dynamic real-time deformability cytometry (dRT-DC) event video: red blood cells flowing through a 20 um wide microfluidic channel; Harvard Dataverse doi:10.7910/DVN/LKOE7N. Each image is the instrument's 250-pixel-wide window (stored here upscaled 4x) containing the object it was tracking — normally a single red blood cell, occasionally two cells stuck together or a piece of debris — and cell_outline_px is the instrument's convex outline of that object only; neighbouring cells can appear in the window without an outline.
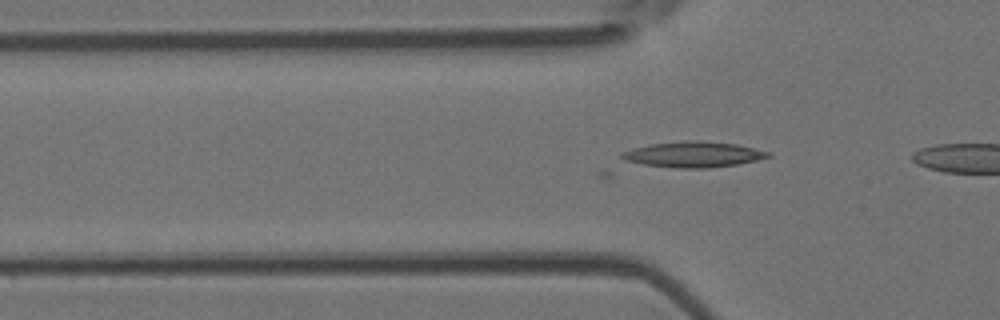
{"species": "Egyptian fruit bat (a non-hibernating species)", "species_latin": "Rousettus aegyptiacus", "temperature_condition": "room temperature", "stored_images_in_passage": 27, "camera_frame_rate_fps": 3000, "um_per_image_px": 0.085, "animal": {"sex": "female"}, "frame": {"image": 1, "passage_image": 2, "time_ms": 0.333, "image_size_px": [1000, 320], "cell_outline_px": [[772, 156], [740, 164], [708, 168], [676, 168], [644, 164], [624, 160], [620, 156], [620, 152], [632, 148], [652, 144], [684, 140], [696, 140], [736, 144], [772, 152]], "centroid_in_image_um": [58.95, 13.12], "position_along_channel_um": 66.8, "area_um2": 21.96}}
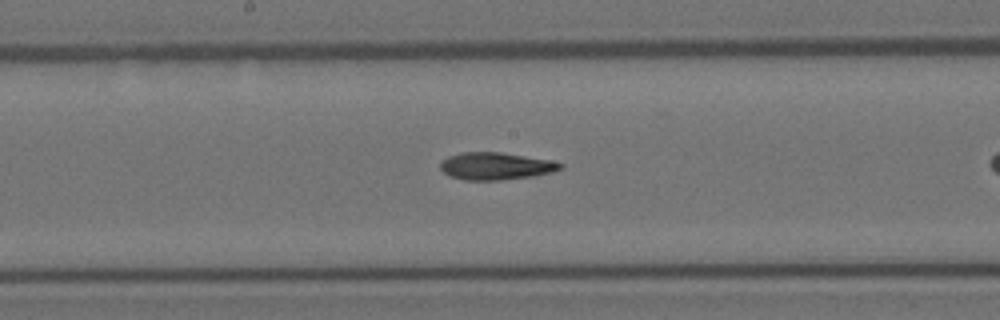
{"frame": {"image": 2, "passage_image": 13, "time_ms": 4.0, "image_size_px": [1000, 320], "cell_outline_px": [[564, 168], [552, 172], [536, 176], [500, 180], [464, 180], [448, 176], [440, 168], [440, 164], [448, 156], [460, 152], [500, 152], [552, 160], [564, 164]], "centroid_in_image_um": [42.17, 14.12], "position_along_channel_um": 206.0, "area_um2": 19.31}}
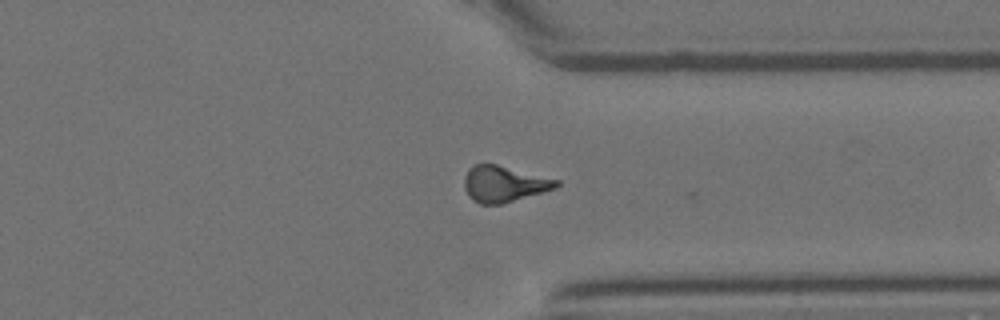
{"frame": {"image": 3, "passage_image": 26, "time_ms": 8.333, "image_size_px": [1000, 320], "cell_outline_px": [[560, 184], [556, 188], [544, 192], [500, 204], [480, 204], [472, 200], [468, 196], [464, 188], [464, 176], [468, 168], [472, 164], [496, 164], [560, 180]], "centroid_in_image_um": [42.82, 15.63], "position_along_channel_um": 368.6, "area_um2": 19.48}}